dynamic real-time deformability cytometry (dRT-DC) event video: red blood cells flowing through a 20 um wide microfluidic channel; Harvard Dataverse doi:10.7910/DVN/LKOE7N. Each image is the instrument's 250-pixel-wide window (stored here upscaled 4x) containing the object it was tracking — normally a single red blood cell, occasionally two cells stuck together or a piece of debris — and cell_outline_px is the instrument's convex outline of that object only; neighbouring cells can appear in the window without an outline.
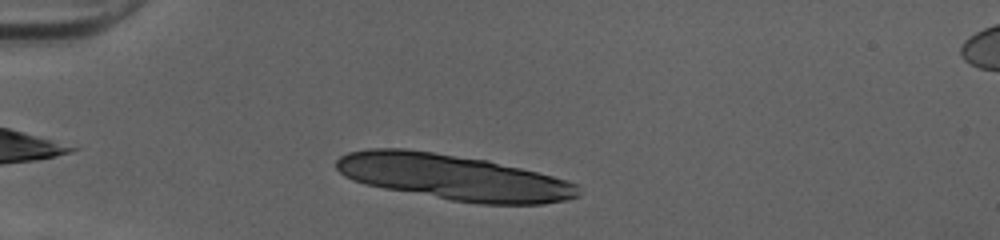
{"species": "human", "species_latin": "Homo sapiens", "temperature_condition": "cold", "stored_images_in_passage": 11, "camera_frame_rate_fps": 3000, "um_per_image_px": 0.085, "donor": {"sex": "female"}, "frame": {"image": 1, "passage_image": 5, "time_ms": 1.333, "image_size_px": [1000, 240], "cell_outline_px": [[580, 196], [568, 200], [544, 204], [480, 204], [452, 200], [384, 188], [352, 180], [344, 176], [336, 168], [336, 160], [340, 156], [348, 152], [368, 148], [404, 148], [488, 160], [552, 176], [580, 184]], "centroid_in_image_um": [38.56, 15.06], "position_along_channel_um": 46.4, "area_um2": 64.27}}